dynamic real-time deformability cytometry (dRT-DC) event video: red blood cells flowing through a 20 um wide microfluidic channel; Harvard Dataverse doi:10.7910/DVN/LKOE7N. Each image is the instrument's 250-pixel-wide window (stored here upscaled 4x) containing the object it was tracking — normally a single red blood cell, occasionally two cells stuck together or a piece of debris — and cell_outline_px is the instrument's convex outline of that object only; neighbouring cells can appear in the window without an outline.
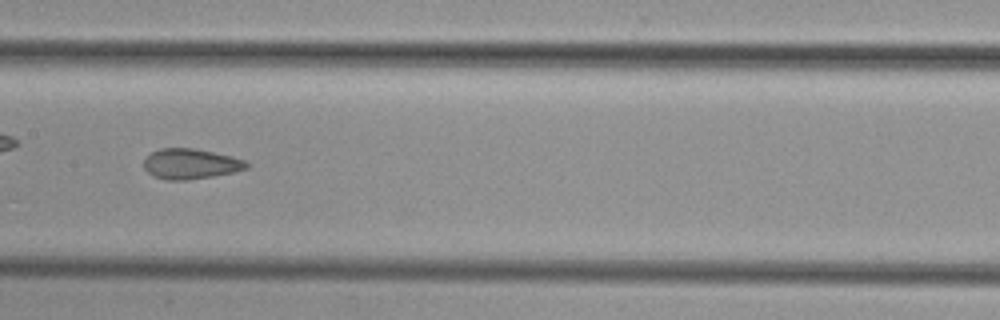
{"species": "common noctule bat (a hibernating species)", "species_latin": "Nyctalus noctula", "temperature_condition": "cold", "stored_images_in_passage": 35, "camera_frame_rate_fps": 3000, "um_per_image_px": 0.085, "animal": {"sex": "female", "body_mass_g": 29.2, "forearm_length_mm": 56.3}, "frame": {"image": 1, "passage_image": 10, "time_ms": 3.0, "image_size_px": [1000, 320], "cell_outline_px": [[248, 168], [232, 172], [212, 176], [188, 180], [168, 180], [152, 176], [144, 168], [144, 160], [152, 152], [160, 148], [192, 148], [232, 156], [244, 160], [248, 164]], "centroid_in_image_um": [16.18, 13.93], "position_along_channel_um": 191.2, "area_um2": 17.98}}